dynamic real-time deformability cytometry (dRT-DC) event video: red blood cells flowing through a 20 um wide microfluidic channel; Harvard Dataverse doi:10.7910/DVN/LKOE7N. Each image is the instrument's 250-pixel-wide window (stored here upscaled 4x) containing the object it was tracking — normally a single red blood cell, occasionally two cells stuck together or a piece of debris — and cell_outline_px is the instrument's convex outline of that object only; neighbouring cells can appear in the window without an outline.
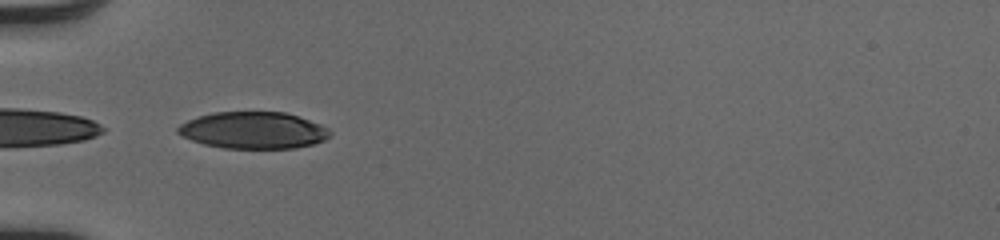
{"species": "human", "species_latin": "Homo sapiens", "temperature_condition": "cold", "stored_images_in_passage": 34, "camera_frame_rate_fps": 3000, "um_per_image_px": 0.085, "donor": {"sex": "male"}, "frame": {"image": 1, "passage_image": 1, "time_ms": 0.0, "image_size_px": [1000, 240], "cell_outline_px": [[332, 132], [324, 140], [312, 144], [296, 148], [224, 148], [204, 144], [192, 140], [176, 132], [176, 128], [180, 124], [188, 120], [212, 112], [284, 112], [320, 124], [328, 128]], "centroid_in_image_um": [21.52, 11.07], "position_along_channel_um": 63.5, "area_um2": 32.37}}
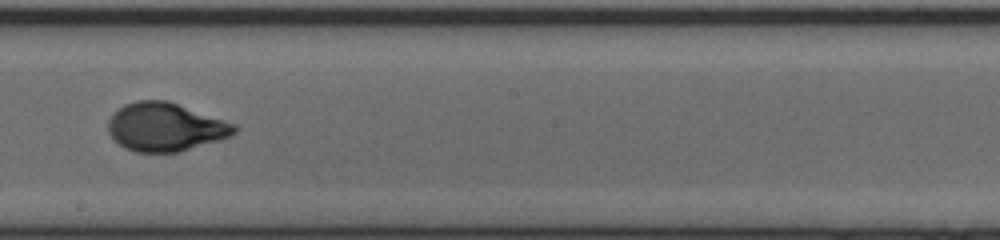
{"frame": {"image": 2, "passage_image": 14, "time_ms": 4.333, "image_size_px": [1000, 240], "cell_outline_px": [[240, 128], [236, 132], [220, 140], [180, 152], [136, 152], [124, 148], [108, 132], [108, 120], [124, 104], [136, 100], [168, 100], [236, 124]], "centroid_in_image_um": [14.08, 10.79], "position_along_channel_um": 234.1, "area_um2": 35.6}}
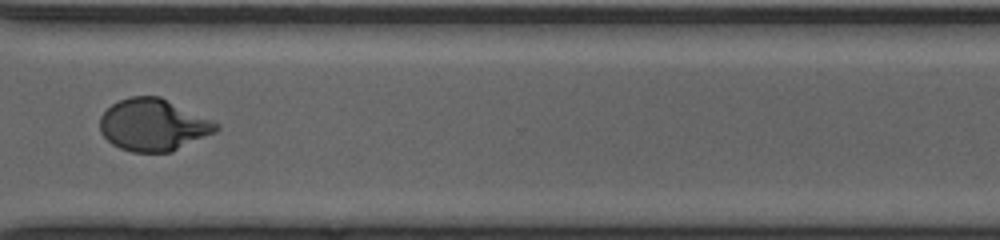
{"frame": {"image": 3, "passage_image": 23, "time_ms": 7.333, "image_size_px": [1000, 240], "cell_outline_px": [[220, 128], [216, 132], [172, 152], [132, 152], [120, 148], [112, 144], [100, 132], [100, 116], [112, 104], [128, 96], [160, 96], [212, 120], [220, 124]], "centroid_in_image_um": [13.04, 10.62], "position_along_channel_um": 357.6, "area_um2": 35.32}, "authors_computed_cell_mechanics": {"area_um2": 35.0268, "velocity_mm_per_s": 4.0954, "shape_relaxation_time_tau1_ms": 3.5801, "shape_relaxation_time_tau2_ms": null, "deformation_change_tau1": 0.1841, "deformation_change_tau2": null}}